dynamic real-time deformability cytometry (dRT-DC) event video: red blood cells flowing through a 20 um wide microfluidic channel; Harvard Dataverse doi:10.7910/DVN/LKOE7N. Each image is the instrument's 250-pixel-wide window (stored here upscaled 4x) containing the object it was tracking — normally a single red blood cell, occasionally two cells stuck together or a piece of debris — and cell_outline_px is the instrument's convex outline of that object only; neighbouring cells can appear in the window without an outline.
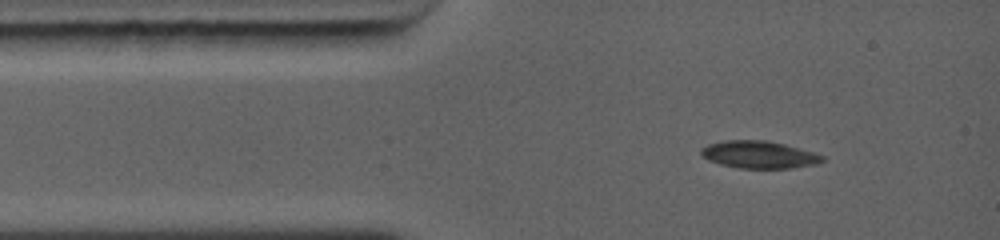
{"species": "common noctule bat (a hibernating species)", "species_latin": "Nyctalus noctula", "temperature_condition": "warm", "stored_images_in_passage": 17, "camera_frame_rate_fps": 5000, "um_per_image_px": 0.085, "animal": {"sex": "female", "body_mass_g": 19.0, "forearm_length_mm": 56.7}, "frame": {"image": 1, "passage_image": 1, "time_ms": 0.0, "image_size_px": [1000, 240], "cell_outline_px": [[824, 160], [816, 164], [792, 168], [740, 168], [720, 164], [708, 160], [700, 156], [700, 148], [708, 144], [724, 140], [768, 140], [816, 152], [824, 156]], "centroid_in_image_um": [64.5, 13.14], "position_along_channel_um": 20.5, "area_um2": 19.54}}
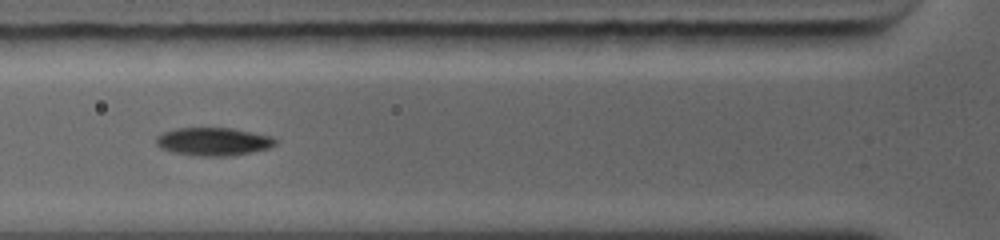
{"frame": {"image": 2, "passage_image": 8, "time_ms": 2.6, "image_size_px": [1000, 240], "cell_outline_px": [[276, 144], [268, 148], [252, 152], [232, 156], [200, 156], [172, 152], [160, 148], [156, 144], [156, 136], [164, 132], [176, 128], [232, 128], [272, 136], [276, 140]], "centroid_in_image_um": [18.13, 12.03], "position_along_channel_um": 107.7, "area_um2": 19.54}}
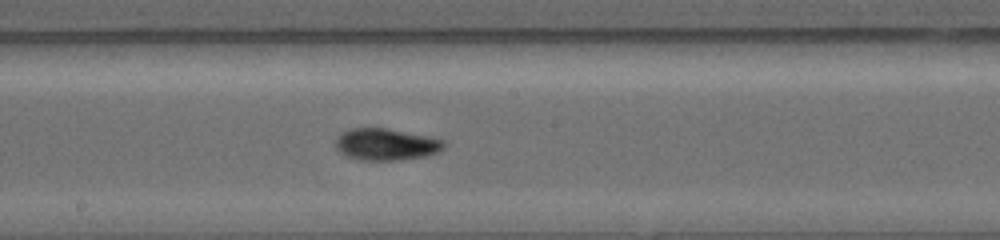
{"frame": {"image": 3, "passage_image": 15, "time_ms": 5.0, "image_size_px": [1000, 240], "cell_outline_px": [[444, 148], [428, 156], [400, 160], [360, 160], [348, 156], [340, 152], [336, 148], [336, 136], [352, 128], [384, 128], [444, 140]], "centroid_in_image_um": [32.79, 12.29], "position_along_channel_um": 215.4, "area_um2": 19.77}}